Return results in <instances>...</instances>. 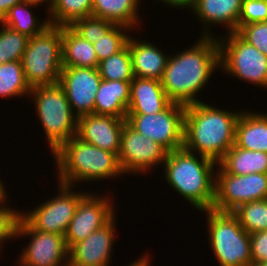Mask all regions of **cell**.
Masks as SVG:
<instances>
[{
  "label": "cell",
  "mask_w": 267,
  "mask_h": 266,
  "mask_svg": "<svg viewBox=\"0 0 267 266\" xmlns=\"http://www.w3.org/2000/svg\"><path fill=\"white\" fill-rule=\"evenodd\" d=\"M200 37L192 47L168 58L161 85L171 102L184 106L200 102L201 99L196 98L198 93L206 88L215 70L220 68L217 37Z\"/></svg>",
  "instance_id": "6da1fadb"
},
{
  "label": "cell",
  "mask_w": 267,
  "mask_h": 266,
  "mask_svg": "<svg viewBox=\"0 0 267 266\" xmlns=\"http://www.w3.org/2000/svg\"><path fill=\"white\" fill-rule=\"evenodd\" d=\"M241 112L223 110L203 100L187 105L183 147L218 163L234 145L235 128Z\"/></svg>",
  "instance_id": "7a4b0ae2"
},
{
  "label": "cell",
  "mask_w": 267,
  "mask_h": 266,
  "mask_svg": "<svg viewBox=\"0 0 267 266\" xmlns=\"http://www.w3.org/2000/svg\"><path fill=\"white\" fill-rule=\"evenodd\" d=\"M217 166L215 161L182 147L167 153L163 174L167 184L179 196L198 211H203L214 205Z\"/></svg>",
  "instance_id": "3957f363"
},
{
  "label": "cell",
  "mask_w": 267,
  "mask_h": 266,
  "mask_svg": "<svg viewBox=\"0 0 267 266\" xmlns=\"http://www.w3.org/2000/svg\"><path fill=\"white\" fill-rule=\"evenodd\" d=\"M58 182L75 188L80 182L122 177L118 155L73 136L54 153ZM89 181V182H88Z\"/></svg>",
  "instance_id": "277c9868"
},
{
  "label": "cell",
  "mask_w": 267,
  "mask_h": 266,
  "mask_svg": "<svg viewBox=\"0 0 267 266\" xmlns=\"http://www.w3.org/2000/svg\"><path fill=\"white\" fill-rule=\"evenodd\" d=\"M22 68L30 88L59 83L62 70V26L49 25L29 38Z\"/></svg>",
  "instance_id": "5b68a950"
},
{
  "label": "cell",
  "mask_w": 267,
  "mask_h": 266,
  "mask_svg": "<svg viewBox=\"0 0 267 266\" xmlns=\"http://www.w3.org/2000/svg\"><path fill=\"white\" fill-rule=\"evenodd\" d=\"M31 95L53 154L64 142L76 136L77 117L59 83L31 88L29 97Z\"/></svg>",
  "instance_id": "8992f818"
},
{
  "label": "cell",
  "mask_w": 267,
  "mask_h": 266,
  "mask_svg": "<svg viewBox=\"0 0 267 266\" xmlns=\"http://www.w3.org/2000/svg\"><path fill=\"white\" fill-rule=\"evenodd\" d=\"M201 212L206 214L208 244L219 266H251L250 234L237 217L214 209Z\"/></svg>",
  "instance_id": "52a82bcc"
},
{
  "label": "cell",
  "mask_w": 267,
  "mask_h": 266,
  "mask_svg": "<svg viewBox=\"0 0 267 266\" xmlns=\"http://www.w3.org/2000/svg\"><path fill=\"white\" fill-rule=\"evenodd\" d=\"M217 39L223 73L267 90V56L237 32L217 36Z\"/></svg>",
  "instance_id": "ba28073f"
},
{
  "label": "cell",
  "mask_w": 267,
  "mask_h": 266,
  "mask_svg": "<svg viewBox=\"0 0 267 266\" xmlns=\"http://www.w3.org/2000/svg\"><path fill=\"white\" fill-rule=\"evenodd\" d=\"M185 107L171 102L164 110L155 114H127L126 122L168 152L177 150L184 146Z\"/></svg>",
  "instance_id": "9c48e42d"
},
{
  "label": "cell",
  "mask_w": 267,
  "mask_h": 266,
  "mask_svg": "<svg viewBox=\"0 0 267 266\" xmlns=\"http://www.w3.org/2000/svg\"><path fill=\"white\" fill-rule=\"evenodd\" d=\"M56 196L39 203L30 211H21L20 216L34 229L41 232L65 235L80 199L87 192L72 190L73 186L57 184Z\"/></svg>",
  "instance_id": "30bf717a"
},
{
  "label": "cell",
  "mask_w": 267,
  "mask_h": 266,
  "mask_svg": "<svg viewBox=\"0 0 267 266\" xmlns=\"http://www.w3.org/2000/svg\"><path fill=\"white\" fill-rule=\"evenodd\" d=\"M215 173V197L212 209L232 212L246 202L267 199V174L233 175L219 166Z\"/></svg>",
  "instance_id": "8fae6325"
},
{
  "label": "cell",
  "mask_w": 267,
  "mask_h": 266,
  "mask_svg": "<svg viewBox=\"0 0 267 266\" xmlns=\"http://www.w3.org/2000/svg\"><path fill=\"white\" fill-rule=\"evenodd\" d=\"M30 237L18 258V266H68L64 235L34 230L21 216L15 238Z\"/></svg>",
  "instance_id": "7c38bea8"
},
{
  "label": "cell",
  "mask_w": 267,
  "mask_h": 266,
  "mask_svg": "<svg viewBox=\"0 0 267 266\" xmlns=\"http://www.w3.org/2000/svg\"><path fill=\"white\" fill-rule=\"evenodd\" d=\"M167 153L159 143L146 138L125 122L118 153V161L124 175L151 172L154 166L163 165Z\"/></svg>",
  "instance_id": "4fadbf2b"
},
{
  "label": "cell",
  "mask_w": 267,
  "mask_h": 266,
  "mask_svg": "<svg viewBox=\"0 0 267 266\" xmlns=\"http://www.w3.org/2000/svg\"><path fill=\"white\" fill-rule=\"evenodd\" d=\"M105 195L92 193L91 190L80 199L64 235L68 249L102 228L117 214L113 198Z\"/></svg>",
  "instance_id": "5bb4252c"
},
{
  "label": "cell",
  "mask_w": 267,
  "mask_h": 266,
  "mask_svg": "<svg viewBox=\"0 0 267 266\" xmlns=\"http://www.w3.org/2000/svg\"><path fill=\"white\" fill-rule=\"evenodd\" d=\"M101 80L97 68L62 67L59 84L77 118L94 113L96 92Z\"/></svg>",
  "instance_id": "9a60e30c"
},
{
  "label": "cell",
  "mask_w": 267,
  "mask_h": 266,
  "mask_svg": "<svg viewBox=\"0 0 267 266\" xmlns=\"http://www.w3.org/2000/svg\"><path fill=\"white\" fill-rule=\"evenodd\" d=\"M115 215L106 225L68 249V266H110L115 242Z\"/></svg>",
  "instance_id": "2e32d148"
},
{
  "label": "cell",
  "mask_w": 267,
  "mask_h": 266,
  "mask_svg": "<svg viewBox=\"0 0 267 266\" xmlns=\"http://www.w3.org/2000/svg\"><path fill=\"white\" fill-rule=\"evenodd\" d=\"M126 119L110 115L89 114L77 118L76 136L103 150L118 155Z\"/></svg>",
  "instance_id": "e0dca14e"
},
{
  "label": "cell",
  "mask_w": 267,
  "mask_h": 266,
  "mask_svg": "<svg viewBox=\"0 0 267 266\" xmlns=\"http://www.w3.org/2000/svg\"><path fill=\"white\" fill-rule=\"evenodd\" d=\"M242 4L243 0H195L189 9L204 26L201 35L209 37L214 35L212 25L225 26L227 33L237 32Z\"/></svg>",
  "instance_id": "ac0fdd59"
},
{
  "label": "cell",
  "mask_w": 267,
  "mask_h": 266,
  "mask_svg": "<svg viewBox=\"0 0 267 266\" xmlns=\"http://www.w3.org/2000/svg\"><path fill=\"white\" fill-rule=\"evenodd\" d=\"M127 44L130 50L134 77L161 81L169 55L164 54L151 41L137 40L134 36L129 37Z\"/></svg>",
  "instance_id": "d6986e66"
},
{
  "label": "cell",
  "mask_w": 267,
  "mask_h": 266,
  "mask_svg": "<svg viewBox=\"0 0 267 266\" xmlns=\"http://www.w3.org/2000/svg\"><path fill=\"white\" fill-rule=\"evenodd\" d=\"M170 103L161 81L140 77H134L131 81L127 114H155Z\"/></svg>",
  "instance_id": "ffe728a7"
},
{
  "label": "cell",
  "mask_w": 267,
  "mask_h": 266,
  "mask_svg": "<svg viewBox=\"0 0 267 266\" xmlns=\"http://www.w3.org/2000/svg\"><path fill=\"white\" fill-rule=\"evenodd\" d=\"M131 81L102 79L96 92L94 114L126 119Z\"/></svg>",
  "instance_id": "44dd1931"
},
{
  "label": "cell",
  "mask_w": 267,
  "mask_h": 266,
  "mask_svg": "<svg viewBox=\"0 0 267 266\" xmlns=\"http://www.w3.org/2000/svg\"><path fill=\"white\" fill-rule=\"evenodd\" d=\"M234 145L267 153V113L242 110L235 128Z\"/></svg>",
  "instance_id": "7402d4cb"
},
{
  "label": "cell",
  "mask_w": 267,
  "mask_h": 266,
  "mask_svg": "<svg viewBox=\"0 0 267 266\" xmlns=\"http://www.w3.org/2000/svg\"><path fill=\"white\" fill-rule=\"evenodd\" d=\"M94 45L70 26H62V66L98 68Z\"/></svg>",
  "instance_id": "603a6c76"
},
{
  "label": "cell",
  "mask_w": 267,
  "mask_h": 266,
  "mask_svg": "<svg viewBox=\"0 0 267 266\" xmlns=\"http://www.w3.org/2000/svg\"><path fill=\"white\" fill-rule=\"evenodd\" d=\"M139 4L140 0H93L92 16L111 21L115 25L137 29L136 26L142 24Z\"/></svg>",
  "instance_id": "cb8c5ba5"
},
{
  "label": "cell",
  "mask_w": 267,
  "mask_h": 266,
  "mask_svg": "<svg viewBox=\"0 0 267 266\" xmlns=\"http://www.w3.org/2000/svg\"><path fill=\"white\" fill-rule=\"evenodd\" d=\"M218 165L227 174H267V153L245 150L233 145L218 162Z\"/></svg>",
  "instance_id": "d4e9b609"
},
{
  "label": "cell",
  "mask_w": 267,
  "mask_h": 266,
  "mask_svg": "<svg viewBox=\"0 0 267 266\" xmlns=\"http://www.w3.org/2000/svg\"><path fill=\"white\" fill-rule=\"evenodd\" d=\"M39 5L41 4L33 2L32 0H24L22 3L16 4L10 8L9 12L2 19V23L28 38H31L50 25L48 17L42 22L32 13L31 8L38 7Z\"/></svg>",
  "instance_id": "484cf974"
},
{
  "label": "cell",
  "mask_w": 267,
  "mask_h": 266,
  "mask_svg": "<svg viewBox=\"0 0 267 266\" xmlns=\"http://www.w3.org/2000/svg\"><path fill=\"white\" fill-rule=\"evenodd\" d=\"M93 0H54L47 8L51 25L70 26L75 20L92 16Z\"/></svg>",
  "instance_id": "4316f807"
},
{
  "label": "cell",
  "mask_w": 267,
  "mask_h": 266,
  "mask_svg": "<svg viewBox=\"0 0 267 266\" xmlns=\"http://www.w3.org/2000/svg\"><path fill=\"white\" fill-rule=\"evenodd\" d=\"M31 88L26 82L21 61L0 65V98L29 97Z\"/></svg>",
  "instance_id": "83f0119b"
},
{
  "label": "cell",
  "mask_w": 267,
  "mask_h": 266,
  "mask_svg": "<svg viewBox=\"0 0 267 266\" xmlns=\"http://www.w3.org/2000/svg\"><path fill=\"white\" fill-rule=\"evenodd\" d=\"M97 69L102 79L132 81L134 75L128 44L121 51L100 61Z\"/></svg>",
  "instance_id": "f1b7e54d"
},
{
  "label": "cell",
  "mask_w": 267,
  "mask_h": 266,
  "mask_svg": "<svg viewBox=\"0 0 267 266\" xmlns=\"http://www.w3.org/2000/svg\"><path fill=\"white\" fill-rule=\"evenodd\" d=\"M232 213L249 234L267 230V199L243 203Z\"/></svg>",
  "instance_id": "f546056e"
},
{
  "label": "cell",
  "mask_w": 267,
  "mask_h": 266,
  "mask_svg": "<svg viewBox=\"0 0 267 266\" xmlns=\"http://www.w3.org/2000/svg\"><path fill=\"white\" fill-rule=\"evenodd\" d=\"M0 26V65L21 61L29 38L3 23Z\"/></svg>",
  "instance_id": "4dcf8cb0"
},
{
  "label": "cell",
  "mask_w": 267,
  "mask_h": 266,
  "mask_svg": "<svg viewBox=\"0 0 267 266\" xmlns=\"http://www.w3.org/2000/svg\"><path fill=\"white\" fill-rule=\"evenodd\" d=\"M129 30L133 29L124 25H114L102 38L93 43L99 62L121 51L127 45Z\"/></svg>",
  "instance_id": "1f68e13d"
},
{
  "label": "cell",
  "mask_w": 267,
  "mask_h": 266,
  "mask_svg": "<svg viewBox=\"0 0 267 266\" xmlns=\"http://www.w3.org/2000/svg\"><path fill=\"white\" fill-rule=\"evenodd\" d=\"M114 25L111 21L88 16L75 20L70 27L82 38L93 44L110 31Z\"/></svg>",
  "instance_id": "d6a6232c"
},
{
  "label": "cell",
  "mask_w": 267,
  "mask_h": 266,
  "mask_svg": "<svg viewBox=\"0 0 267 266\" xmlns=\"http://www.w3.org/2000/svg\"><path fill=\"white\" fill-rule=\"evenodd\" d=\"M267 21V0H243L238 30L246 24Z\"/></svg>",
  "instance_id": "836d02e7"
},
{
  "label": "cell",
  "mask_w": 267,
  "mask_h": 266,
  "mask_svg": "<svg viewBox=\"0 0 267 266\" xmlns=\"http://www.w3.org/2000/svg\"><path fill=\"white\" fill-rule=\"evenodd\" d=\"M7 201L0 203V247L10 239H16V227L20 218L19 210L9 208ZM5 204V205H4Z\"/></svg>",
  "instance_id": "e575fe53"
},
{
  "label": "cell",
  "mask_w": 267,
  "mask_h": 266,
  "mask_svg": "<svg viewBox=\"0 0 267 266\" xmlns=\"http://www.w3.org/2000/svg\"><path fill=\"white\" fill-rule=\"evenodd\" d=\"M237 33L267 56V21L243 25Z\"/></svg>",
  "instance_id": "d590c367"
},
{
  "label": "cell",
  "mask_w": 267,
  "mask_h": 266,
  "mask_svg": "<svg viewBox=\"0 0 267 266\" xmlns=\"http://www.w3.org/2000/svg\"><path fill=\"white\" fill-rule=\"evenodd\" d=\"M252 264L267 262V230L250 234Z\"/></svg>",
  "instance_id": "8d00e7d4"
},
{
  "label": "cell",
  "mask_w": 267,
  "mask_h": 266,
  "mask_svg": "<svg viewBox=\"0 0 267 266\" xmlns=\"http://www.w3.org/2000/svg\"><path fill=\"white\" fill-rule=\"evenodd\" d=\"M160 1H162L163 5L166 4L167 7L173 6L174 8L176 7L178 9L181 8L187 9L195 2V0H160Z\"/></svg>",
  "instance_id": "74e56055"
},
{
  "label": "cell",
  "mask_w": 267,
  "mask_h": 266,
  "mask_svg": "<svg viewBox=\"0 0 267 266\" xmlns=\"http://www.w3.org/2000/svg\"><path fill=\"white\" fill-rule=\"evenodd\" d=\"M23 1L24 0H0V17L3 19L9 12L10 8Z\"/></svg>",
  "instance_id": "f35d334b"
},
{
  "label": "cell",
  "mask_w": 267,
  "mask_h": 266,
  "mask_svg": "<svg viewBox=\"0 0 267 266\" xmlns=\"http://www.w3.org/2000/svg\"><path fill=\"white\" fill-rule=\"evenodd\" d=\"M149 258L150 257L144 253L143 256H139L136 261H133L128 266H151V260Z\"/></svg>",
  "instance_id": "ab89813d"
},
{
  "label": "cell",
  "mask_w": 267,
  "mask_h": 266,
  "mask_svg": "<svg viewBox=\"0 0 267 266\" xmlns=\"http://www.w3.org/2000/svg\"><path fill=\"white\" fill-rule=\"evenodd\" d=\"M6 187L2 180L0 179V203L5 202L8 200V192L6 191ZM7 199V200H6Z\"/></svg>",
  "instance_id": "60d3db41"
},
{
  "label": "cell",
  "mask_w": 267,
  "mask_h": 266,
  "mask_svg": "<svg viewBox=\"0 0 267 266\" xmlns=\"http://www.w3.org/2000/svg\"><path fill=\"white\" fill-rule=\"evenodd\" d=\"M33 2H36V3H39V4H44L45 2H47V6L48 7H46V9L45 10H47V8H49L51 5H52V3L54 2V0H32Z\"/></svg>",
  "instance_id": "b9f144b4"
},
{
  "label": "cell",
  "mask_w": 267,
  "mask_h": 266,
  "mask_svg": "<svg viewBox=\"0 0 267 266\" xmlns=\"http://www.w3.org/2000/svg\"><path fill=\"white\" fill-rule=\"evenodd\" d=\"M251 266H267V262H265V263H258V264H252Z\"/></svg>",
  "instance_id": "7bdbcfd3"
}]
</instances>
